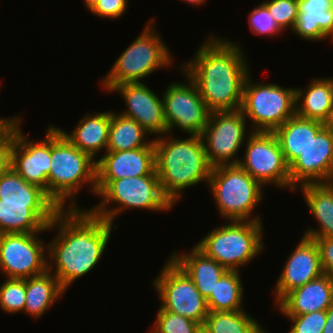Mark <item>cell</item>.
Instances as JSON below:
<instances>
[{"label": "cell", "instance_id": "bcb514c9", "mask_svg": "<svg viewBox=\"0 0 333 333\" xmlns=\"http://www.w3.org/2000/svg\"><path fill=\"white\" fill-rule=\"evenodd\" d=\"M6 120H7V117H6V118H0V125H1L2 123H4Z\"/></svg>", "mask_w": 333, "mask_h": 333}, {"label": "cell", "instance_id": "5b68a950", "mask_svg": "<svg viewBox=\"0 0 333 333\" xmlns=\"http://www.w3.org/2000/svg\"><path fill=\"white\" fill-rule=\"evenodd\" d=\"M95 196L102 197L101 201L88 210L113 225L116 216L127 209L164 212L174 206L163 194L156 172L152 175L126 177L119 180H96ZM110 203L115 205L117 203V205L111 208Z\"/></svg>", "mask_w": 333, "mask_h": 333}, {"label": "cell", "instance_id": "e575fe53", "mask_svg": "<svg viewBox=\"0 0 333 333\" xmlns=\"http://www.w3.org/2000/svg\"><path fill=\"white\" fill-rule=\"evenodd\" d=\"M282 29H293L298 16V0H265L262 2Z\"/></svg>", "mask_w": 333, "mask_h": 333}, {"label": "cell", "instance_id": "ee69618b", "mask_svg": "<svg viewBox=\"0 0 333 333\" xmlns=\"http://www.w3.org/2000/svg\"><path fill=\"white\" fill-rule=\"evenodd\" d=\"M327 126L331 129V131L333 133V115H332L330 121L327 123Z\"/></svg>", "mask_w": 333, "mask_h": 333}, {"label": "cell", "instance_id": "f546056e", "mask_svg": "<svg viewBox=\"0 0 333 333\" xmlns=\"http://www.w3.org/2000/svg\"><path fill=\"white\" fill-rule=\"evenodd\" d=\"M1 202L55 203L40 186L25 181L12 167L0 175Z\"/></svg>", "mask_w": 333, "mask_h": 333}, {"label": "cell", "instance_id": "4316f807", "mask_svg": "<svg viewBox=\"0 0 333 333\" xmlns=\"http://www.w3.org/2000/svg\"><path fill=\"white\" fill-rule=\"evenodd\" d=\"M307 207L318 222V228H307L304 236L309 238L333 237V182L305 184L300 186Z\"/></svg>", "mask_w": 333, "mask_h": 333}, {"label": "cell", "instance_id": "8d00e7d4", "mask_svg": "<svg viewBox=\"0 0 333 333\" xmlns=\"http://www.w3.org/2000/svg\"><path fill=\"white\" fill-rule=\"evenodd\" d=\"M16 139V116L0 125V175L11 168L12 148Z\"/></svg>", "mask_w": 333, "mask_h": 333}, {"label": "cell", "instance_id": "4fadbf2b", "mask_svg": "<svg viewBox=\"0 0 333 333\" xmlns=\"http://www.w3.org/2000/svg\"><path fill=\"white\" fill-rule=\"evenodd\" d=\"M40 233L0 234V269L4 278L27 279L48 270L47 244Z\"/></svg>", "mask_w": 333, "mask_h": 333}, {"label": "cell", "instance_id": "b9f144b4", "mask_svg": "<svg viewBox=\"0 0 333 333\" xmlns=\"http://www.w3.org/2000/svg\"><path fill=\"white\" fill-rule=\"evenodd\" d=\"M98 2L99 0H84L85 6L89 11H91Z\"/></svg>", "mask_w": 333, "mask_h": 333}, {"label": "cell", "instance_id": "7a4b0ae2", "mask_svg": "<svg viewBox=\"0 0 333 333\" xmlns=\"http://www.w3.org/2000/svg\"><path fill=\"white\" fill-rule=\"evenodd\" d=\"M243 52L237 42L209 35L194 57L179 67L211 112L241 108L245 80L251 74Z\"/></svg>", "mask_w": 333, "mask_h": 333}, {"label": "cell", "instance_id": "d4e9b609", "mask_svg": "<svg viewBox=\"0 0 333 333\" xmlns=\"http://www.w3.org/2000/svg\"><path fill=\"white\" fill-rule=\"evenodd\" d=\"M306 88H296V114L327 124L333 115V78L315 77Z\"/></svg>", "mask_w": 333, "mask_h": 333}, {"label": "cell", "instance_id": "2e32d148", "mask_svg": "<svg viewBox=\"0 0 333 333\" xmlns=\"http://www.w3.org/2000/svg\"><path fill=\"white\" fill-rule=\"evenodd\" d=\"M16 116V139L12 148L11 167L25 181L40 186L48 195V176L51 166V125L39 142L22 132L21 119ZM29 139V140H28Z\"/></svg>", "mask_w": 333, "mask_h": 333}, {"label": "cell", "instance_id": "52a82bcc", "mask_svg": "<svg viewBox=\"0 0 333 333\" xmlns=\"http://www.w3.org/2000/svg\"><path fill=\"white\" fill-rule=\"evenodd\" d=\"M208 185L224 220L262 222L252 212L263 199L264 186L239 165L213 167Z\"/></svg>", "mask_w": 333, "mask_h": 333}, {"label": "cell", "instance_id": "9c48e42d", "mask_svg": "<svg viewBox=\"0 0 333 333\" xmlns=\"http://www.w3.org/2000/svg\"><path fill=\"white\" fill-rule=\"evenodd\" d=\"M251 77L245 80L240 110L253 123L252 132H274L296 114V88L256 83Z\"/></svg>", "mask_w": 333, "mask_h": 333}, {"label": "cell", "instance_id": "f1b7e54d", "mask_svg": "<svg viewBox=\"0 0 333 333\" xmlns=\"http://www.w3.org/2000/svg\"><path fill=\"white\" fill-rule=\"evenodd\" d=\"M147 137H149L148 132L138 122L111 111L106 151H125L142 147H155L154 139L147 141Z\"/></svg>", "mask_w": 333, "mask_h": 333}, {"label": "cell", "instance_id": "d6a6232c", "mask_svg": "<svg viewBox=\"0 0 333 333\" xmlns=\"http://www.w3.org/2000/svg\"><path fill=\"white\" fill-rule=\"evenodd\" d=\"M158 309L155 323L149 333H198L202 327L189 318L163 310L161 307Z\"/></svg>", "mask_w": 333, "mask_h": 333}, {"label": "cell", "instance_id": "4dcf8cb0", "mask_svg": "<svg viewBox=\"0 0 333 333\" xmlns=\"http://www.w3.org/2000/svg\"><path fill=\"white\" fill-rule=\"evenodd\" d=\"M240 271L228 270L217 281L214 291L206 300L209 311H239L243 308V292Z\"/></svg>", "mask_w": 333, "mask_h": 333}, {"label": "cell", "instance_id": "ffe728a7", "mask_svg": "<svg viewBox=\"0 0 333 333\" xmlns=\"http://www.w3.org/2000/svg\"><path fill=\"white\" fill-rule=\"evenodd\" d=\"M156 172L155 147L106 151L96 161V180H119Z\"/></svg>", "mask_w": 333, "mask_h": 333}, {"label": "cell", "instance_id": "e0dca14e", "mask_svg": "<svg viewBox=\"0 0 333 333\" xmlns=\"http://www.w3.org/2000/svg\"><path fill=\"white\" fill-rule=\"evenodd\" d=\"M110 92L120 93L125 100L126 110L119 113L138 122L149 135L158 137L168 133L163 98H159L145 82L119 84Z\"/></svg>", "mask_w": 333, "mask_h": 333}, {"label": "cell", "instance_id": "ab89813d", "mask_svg": "<svg viewBox=\"0 0 333 333\" xmlns=\"http://www.w3.org/2000/svg\"><path fill=\"white\" fill-rule=\"evenodd\" d=\"M312 239L317 243L324 274L333 278V237Z\"/></svg>", "mask_w": 333, "mask_h": 333}, {"label": "cell", "instance_id": "603a6c76", "mask_svg": "<svg viewBox=\"0 0 333 333\" xmlns=\"http://www.w3.org/2000/svg\"><path fill=\"white\" fill-rule=\"evenodd\" d=\"M174 251L169 258L188 275L201 295L207 300L214 291L217 281L228 270L213 258L206 256L196 246L190 252L180 254Z\"/></svg>", "mask_w": 333, "mask_h": 333}, {"label": "cell", "instance_id": "f6af8a7d", "mask_svg": "<svg viewBox=\"0 0 333 333\" xmlns=\"http://www.w3.org/2000/svg\"><path fill=\"white\" fill-rule=\"evenodd\" d=\"M198 333H210L208 330H206L203 326L199 329Z\"/></svg>", "mask_w": 333, "mask_h": 333}, {"label": "cell", "instance_id": "44dd1931", "mask_svg": "<svg viewBox=\"0 0 333 333\" xmlns=\"http://www.w3.org/2000/svg\"><path fill=\"white\" fill-rule=\"evenodd\" d=\"M333 305V278H319L291 290L276 305L282 315H303L327 310Z\"/></svg>", "mask_w": 333, "mask_h": 333}, {"label": "cell", "instance_id": "7bdbcfd3", "mask_svg": "<svg viewBox=\"0 0 333 333\" xmlns=\"http://www.w3.org/2000/svg\"><path fill=\"white\" fill-rule=\"evenodd\" d=\"M183 1L186 2V3L191 4L192 6H196V5L200 6V5H202L206 2V0H183Z\"/></svg>", "mask_w": 333, "mask_h": 333}, {"label": "cell", "instance_id": "8992f818", "mask_svg": "<svg viewBox=\"0 0 333 333\" xmlns=\"http://www.w3.org/2000/svg\"><path fill=\"white\" fill-rule=\"evenodd\" d=\"M155 18L146 23L145 29L117 58L101 80L102 88L111 91L125 83H143L142 79L162 67H173L170 49L154 29Z\"/></svg>", "mask_w": 333, "mask_h": 333}, {"label": "cell", "instance_id": "7402d4cb", "mask_svg": "<svg viewBox=\"0 0 333 333\" xmlns=\"http://www.w3.org/2000/svg\"><path fill=\"white\" fill-rule=\"evenodd\" d=\"M333 0H298L295 33L312 42L330 38L333 43Z\"/></svg>", "mask_w": 333, "mask_h": 333}, {"label": "cell", "instance_id": "60d3db41", "mask_svg": "<svg viewBox=\"0 0 333 333\" xmlns=\"http://www.w3.org/2000/svg\"><path fill=\"white\" fill-rule=\"evenodd\" d=\"M322 333H333V305L327 309V319Z\"/></svg>", "mask_w": 333, "mask_h": 333}, {"label": "cell", "instance_id": "d590c367", "mask_svg": "<svg viewBox=\"0 0 333 333\" xmlns=\"http://www.w3.org/2000/svg\"><path fill=\"white\" fill-rule=\"evenodd\" d=\"M248 22L250 30L256 35L277 36L284 32L268 11V8L260 3L249 13Z\"/></svg>", "mask_w": 333, "mask_h": 333}, {"label": "cell", "instance_id": "cb8c5ba5", "mask_svg": "<svg viewBox=\"0 0 333 333\" xmlns=\"http://www.w3.org/2000/svg\"><path fill=\"white\" fill-rule=\"evenodd\" d=\"M111 123V111L91 112L79 120V124L71 133L58 128L66 138L82 152L90 155L95 161L98 152H106L109 127ZM102 150V151H101Z\"/></svg>", "mask_w": 333, "mask_h": 333}, {"label": "cell", "instance_id": "277c9868", "mask_svg": "<svg viewBox=\"0 0 333 333\" xmlns=\"http://www.w3.org/2000/svg\"><path fill=\"white\" fill-rule=\"evenodd\" d=\"M85 183H90L91 192L96 194V161L73 145L58 127L51 125L48 196L60 209H79L75 197Z\"/></svg>", "mask_w": 333, "mask_h": 333}, {"label": "cell", "instance_id": "83f0119b", "mask_svg": "<svg viewBox=\"0 0 333 333\" xmlns=\"http://www.w3.org/2000/svg\"><path fill=\"white\" fill-rule=\"evenodd\" d=\"M66 293L57 277L48 270L26 279L25 315L39 319Z\"/></svg>", "mask_w": 333, "mask_h": 333}, {"label": "cell", "instance_id": "ac0fdd59", "mask_svg": "<svg viewBox=\"0 0 333 333\" xmlns=\"http://www.w3.org/2000/svg\"><path fill=\"white\" fill-rule=\"evenodd\" d=\"M303 236V237H302ZM301 236V240L285 262L274 287L276 305L291 290L303 286L324 274L317 243L314 239Z\"/></svg>", "mask_w": 333, "mask_h": 333}, {"label": "cell", "instance_id": "3957f363", "mask_svg": "<svg viewBox=\"0 0 333 333\" xmlns=\"http://www.w3.org/2000/svg\"><path fill=\"white\" fill-rule=\"evenodd\" d=\"M154 145L160 186L173 205L181 199L184 189L204 181L208 183L212 167L207 160L201 136L179 139L166 133L155 137Z\"/></svg>", "mask_w": 333, "mask_h": 333}, {"label": "cell", "instance_id": "f35d334b", "mask_svg": "<svg viewBox=\"0 0 333 333\" xmlns=\"http://www.w3.org/2000/svg\"><path fill=\"white\" fill-rule=\"evenodd\" d=\"M128 0H99L96 6L90 11L100 18L119 19L128 7Z\"/></svg>", "mask_w": 333, "mask_h": 333}, {"label": "cell", "instance_id": "836d02e7", "mask_svg": "<svg viewBox=\"0 0 333 333\" xmlns=\"http://www.w3.org/2000/svg\"><path fill=\"white\" fill-rule=\"evenodd\" d=\"M0 285V307L5 313H24L26 279H8Z\"/></svg>", "mask_w": 333, "mask_h": 333}, {"label": "cell", "instance_id": "8fae6325", "mask_svg": "<svg viewBox=\"0 0 333 333\" xmlns=\"http://www.w3.org/2000/svg\"><path fill=\"white\" fill-rule=\"evenodd\" d=\"M246 126V118L240 109L211 112L201 137L207 160L212 168L221 165H238L240 158L237 154L240 147L246 141L244 139L252 134V131L246 132Z\"/></svg>", "mask_w": 333, "mask_h": 333}, {"label": "cell", "instance_id": "d6986e66", "mask_svg": "<svg viewBox=\"0 0 333 333\" xmlns=\"http://www.w3.org/2000/svg\"><path fill=\"white\" fill-rule=\"evenodd\" d=\"M60 210L56 203H14L0 199V234L45 232Z\"/></svg>", "mask_w": 333, "mask_h": 333}, {"label": "cell", "instance_id": "30bf717a", "mask_svg": "<svg viewBox=\"0 0 333 333\" xmlns=\"http://www.w3.org/2000/svg\"><path fill=\"white\" fill-rule=\"evenodd\" d=\"M153 286L166 311L189 318L203 326L209 313L206 299L194 282L170 258L153 280Z\"/></svg>", "mask_w": 333, "mask_h": 333}, {"label": "cell", "instance_id": "5bb4252c", "mask_svg": "<svg viewBox=\"0 0 333 333\" xmlns=\"http://www.w3.org/2000/svg\"><path fill=\"white\" fill-rule=\"evenodd\" d=\"M188 83L173 82L162 95L168 133L175 128L189 136H201L211 111L200 96L195 83L184 73Z\"/></svg>", "mask_w": 333, "mask_h": 333}, {"label": "cell", "instance_id": "74e56055", "mask_svg": "<svg viewBox=\"0 0 333 333\" xmlns=\"http://www.w3.org/2000/svg\"><path fill=\"white\" fill-rule=\"evenodd\" d=\"M284 316L293 323L288 333H322L327 319V310Z\"/></svg>", "mask_w": 333, "mask_h": 333}, {"label": "cell", "instance_id": "7c38bea8", "mask_svg": "<svg viewBox=\"0 0 333 333\" xmlns=\"http://www.w3.org/2000/svg\"><path fill=\"white\" fill-rule=\"evenodd\" d=\"M238 165L263 186L273 184L290 189L289 166L273 132H252Z\"/></svg>", "mask_w": 333, "mask_h": 333}, {"label": "cell", "instance_id": "484cf974", "mask_svg": "<svg viewBox=\"0 0 333 333\" xmlns=\"http://www.w3.org/2000/svg\"><path fill=\"white\" fill-rule=\"evenodd\" d=\"M326 125L321 121L302 118L295 114L273 132L288 166L306 150L312 138H315Z\"/></svg>", "mask_w": 333, "mask_h": 333}, {"label": "cell", "instance_id": "1f68e13d", "mask_svg": "<svg viewBox=\"0 0 333 333\" xmlns=\"http://www.w3.org/2000/svg\"><path fill=\"white\" fill-rule=\"evenodd\" d=\"M244 310L209 311L203 327L210 333H269Z\"/></svg>", "mask_w": 333, "mask_h": 333}, {"label": "cell", "instance_id": "9a60e30c", "mask_svg": "<svg viewBox=\"0 0 333 333\" xmlns=\"http://www.w3.org/2000/svg\"><path fill=\"white\" fill-rule=\"evenodd\" d=\"M290 189L333 182V133L326 125L306 150L289 165Z\"/></svg>", "mask_w": 333, "mask_h": 333}, {"label": "cell", "instance_id": "6da1fadb", "mask_svg": "<svg viewBox=\"0 0 333 333\" xmlns=\"http://www.w3.org/2000/svg\"><path fill=\"white\" fill-rule=\"evenodd\" d=\"M114 228L117 224L113 225L87 209H61L55 215L47 228V231H58L47 243L48 271L57 277L64 291L96 267Z\"/></svg>", "mask_w": 333, "mask_h": 333}, {"label": "cell", "instance_id": "ba28073f", "mask_svg": "<svg viewBox=\"0 0 333 333\" xmlns=\"http://www.w3.org/2000/svg\"><path fill=\"white\" fill-rule=\"evenodd\" d=\"M262 224L231 220L214 228L195 246L227 270L238 271L264 250Z\"/></svg>", "mask_w": 333, "mask_h": 333}]
</instances>
